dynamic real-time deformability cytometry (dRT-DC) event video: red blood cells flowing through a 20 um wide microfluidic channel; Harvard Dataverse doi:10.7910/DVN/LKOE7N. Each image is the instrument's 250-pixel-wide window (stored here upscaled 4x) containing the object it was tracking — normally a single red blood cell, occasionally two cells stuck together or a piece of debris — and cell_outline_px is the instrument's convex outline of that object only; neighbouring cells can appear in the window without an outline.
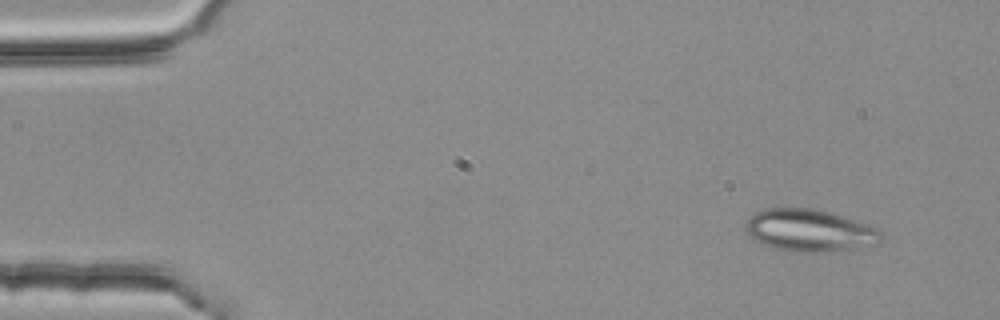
{"species": "common noctule bat (a hibernating species)", "species_latin": "Nyctalus noctula", "temperature_condition": "room temperature", "stored_images_in_passage": 5, "camera_frame_rate_fps": 3000, "um_per_image_px": 0.085, "animal": {"sex": "female", "body_mass_g": 25.1}, "frame": {"image": 1, "passage_image": 1, "time_ms": 0.0, "image_size_px": [1000, 320], "cell_outline_px": [[884, 236], [876, 244], [832, 252], [792, 252], [776, 248], [764, 244], [756, 240], [744, 228], [744, 224], [756, 212], [764, 208], [812, 208], [832, 212], [880, 228], [884, 232]], "centroid_in_image_um": [68.88, 19.58], "position_along_channel_um": 16.1, "area_um2": 33.58}}
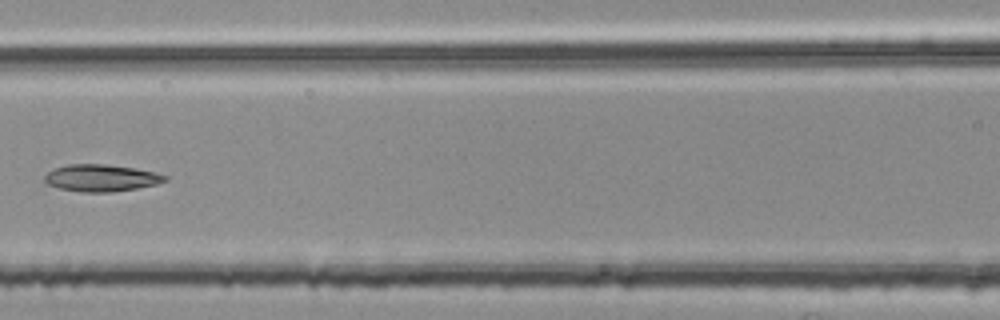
{"frame": {"image": 2, "passage_image": 5, "time_ms": 1.333, "image_size_px": [1000, 320], "cell_outline_px": [[168, 180], [156, 184], [136, 188], [112, 192], [80, 192], [60, 188], [48, 184], [44, 180], [44, 176], [52, 168], [68, 164], [104, 164], [132, 168], [156, 172], [168, 176]], "centroid_in_image_um": [8.59, 15.12], "position_along_channel_um": 158.0, "area_um2": 18.9}}